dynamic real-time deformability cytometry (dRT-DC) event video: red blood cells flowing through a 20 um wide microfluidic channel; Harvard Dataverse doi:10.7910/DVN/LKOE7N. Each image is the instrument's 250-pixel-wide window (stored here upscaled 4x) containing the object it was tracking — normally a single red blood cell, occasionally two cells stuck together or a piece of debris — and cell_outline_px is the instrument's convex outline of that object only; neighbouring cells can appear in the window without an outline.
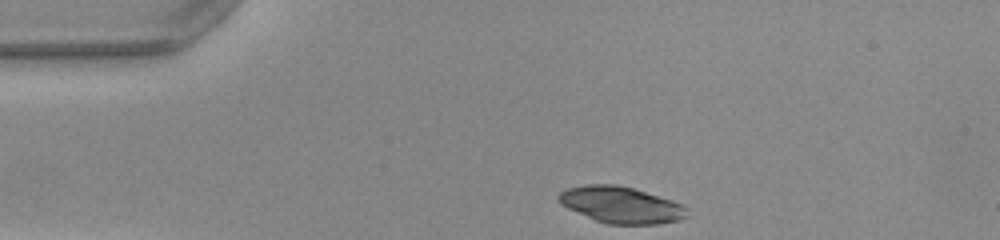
{"species": "common noctule bat (a hibernating species)", "species_latin": "Nyctalus noctula", "temperature_condition": "warm", "stored_images_in_passage": 32, "camera_frame_rate_fps": 3000, "um_per_image_px": 0.085, "animal": {"sex": "female", "body_mass_g": 22.0, "forearm_length_mm": 56.7}, "frame": {"image": 1, "passage_image": 1, "time_ms": 0.0, "image_size_px": [1000, 240], "cell_outline_px": [[688, 216], [680, 220], [656, 224], [608, 224], [596, 220], [568, 208], [560, 204], [556, 200], [556, 196], [560, 192], [568, 188], [584, 184], [616, 184], [632, 188], [672, 200], [688, 208]], "centroid_in_image_um": [52.77, 17.41], "position_along_channel_um": 32.2, "area_um2": 27.28}}